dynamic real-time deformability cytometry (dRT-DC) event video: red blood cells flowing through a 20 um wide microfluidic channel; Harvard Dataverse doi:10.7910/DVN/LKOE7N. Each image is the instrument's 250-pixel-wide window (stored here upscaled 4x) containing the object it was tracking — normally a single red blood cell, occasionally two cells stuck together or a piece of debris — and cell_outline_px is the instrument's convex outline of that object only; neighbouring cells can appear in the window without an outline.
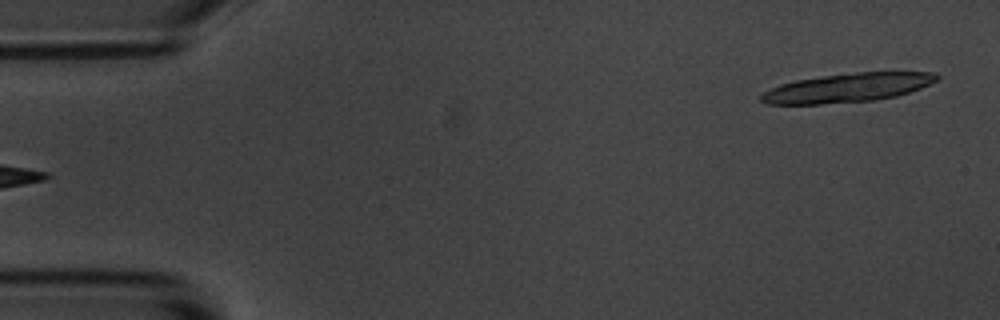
{"species": "common noctule bat (a hibernating species)", "species_latin": "Nyctalus noctula", "temperature_condition": "room temperature", "stored_images_in_passage": 4, "segment_of_instrument_passage": [2, 2], "camera_frame_rate_fps": 3000, "um_per_image_px": 0.085, "animal": {"sex": "male", "body_mass_g": 20.1, "forearm_length_mm": 53.5}, "frame": {"image": 1, "passage_image": 4, "time_ms": 3.667, "image_size_px": [1000, 320], "cell_outline_px": [[940, 76], [936, 80], [920, 88], [896, 96], [876, 100], [820, 104], [764, 104], [760, 100], [760, 96], [764, 92], [780, 84], [796, 80], [824, 76], [856, 72], [936, 72]], "centroid_in_image_um": [72.02, 7.46], "position_along_channel_um": 13.0, "area_um2": 29.36}}